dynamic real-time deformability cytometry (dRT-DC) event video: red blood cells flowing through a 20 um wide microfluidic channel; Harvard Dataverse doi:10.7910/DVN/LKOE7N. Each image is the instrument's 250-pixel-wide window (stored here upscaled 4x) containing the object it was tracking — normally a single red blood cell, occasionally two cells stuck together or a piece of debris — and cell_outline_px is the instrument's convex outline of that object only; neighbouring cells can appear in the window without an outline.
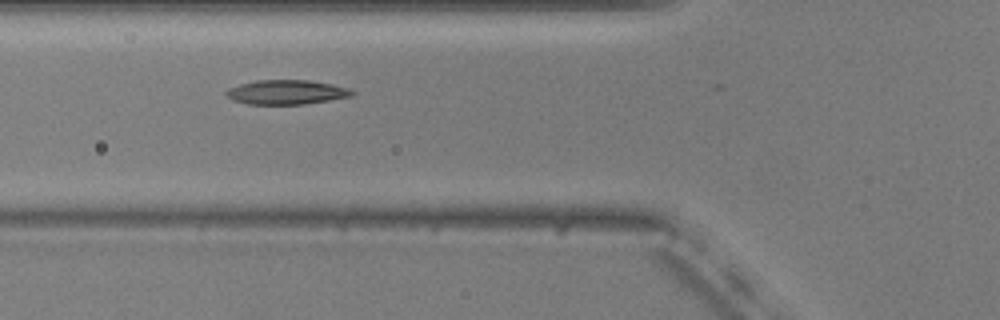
{"species": "common noctule bat (a hibernating species)", "species_latin": "Nyctalus noctula", "temperature_condition": "warm", "stored_images_in_passage": 33, "camera_frame_rate_fps": 3000, "um_per_image_px": 0.085, "animal": {"sex": "male", "body_mass_g": 20.5, "forearm_length_mm": 52.5}, "frame": {"image": 1, "passage_image": 5, "time_ms": 1.333, "image_size_px": [1000, 320], "cell_outline_px": [[356, 92], [352, 96], [304, 104], [248, 104], [232, 100], [224, 92], [228, 88], [240, 84], [256, 80], [308, 80], [332, 84], [348, 88]], "centroid_in_image_um": [24.34, 7.83], "position_along_channel_um": 101.5, "area_um2": 17.86}}
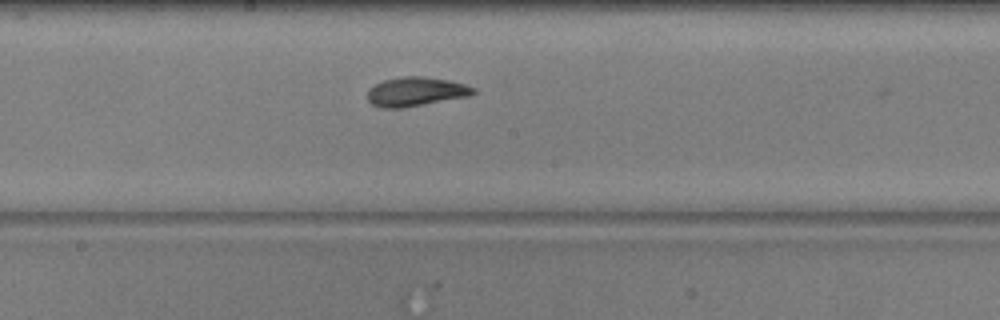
{"frame": {"image": 2, "passage_image": 14, "time_ms": 4.333, "image_size_px": [1000, 320], "cell_outline_px": [[476, 92], [468, 96], [404, 108], [380, 108], [372, 104], [368, 100], [368, 88], [384, 80], [404, 76], [424, 76], [448, 80], [464, 84], [476, 88]], "centroid_in_image_um": [35.33, 7.79], "position_along_channel_um": 212.9, "area_um2": 17.98}}
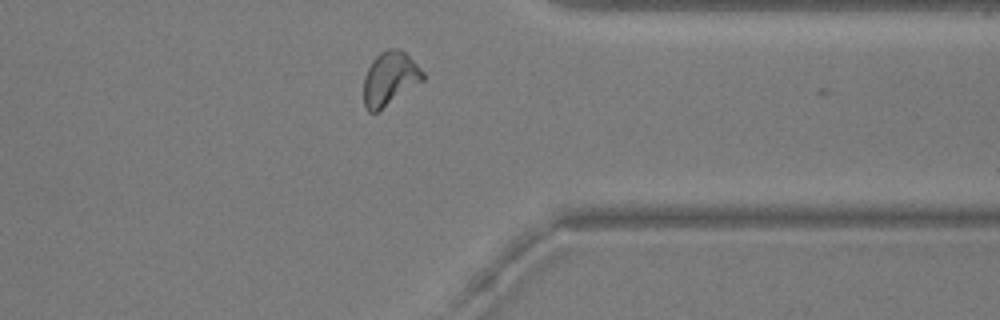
{"frame": {"image": 3, "passage_image": 28, "time_ms": 9.0, "image_size_px": [1000, 320], "cell_outline_px": [[424, 80], [376, 112], [368, 112], [364, 104], [364, 76], [372, 60], [380, 52], [388, 48], [400, 48], [424, 72]], "centroid_in_image_um": [33.12, 6.66], "position_along_channel_um": 378.3, "area_um2": 18.26}, "authors_computed_cell_mechanics": {"area_um2": 17.8024, "velocity_mm_per_s": 3.696, "shape_relaxation_time_tau1_ms": 4.872, "shape_relaxation_time_tau2_ms": 2.0269, "deformation_change_tau1": 0.1682, "deformation_change_tau2": 0.0777}}